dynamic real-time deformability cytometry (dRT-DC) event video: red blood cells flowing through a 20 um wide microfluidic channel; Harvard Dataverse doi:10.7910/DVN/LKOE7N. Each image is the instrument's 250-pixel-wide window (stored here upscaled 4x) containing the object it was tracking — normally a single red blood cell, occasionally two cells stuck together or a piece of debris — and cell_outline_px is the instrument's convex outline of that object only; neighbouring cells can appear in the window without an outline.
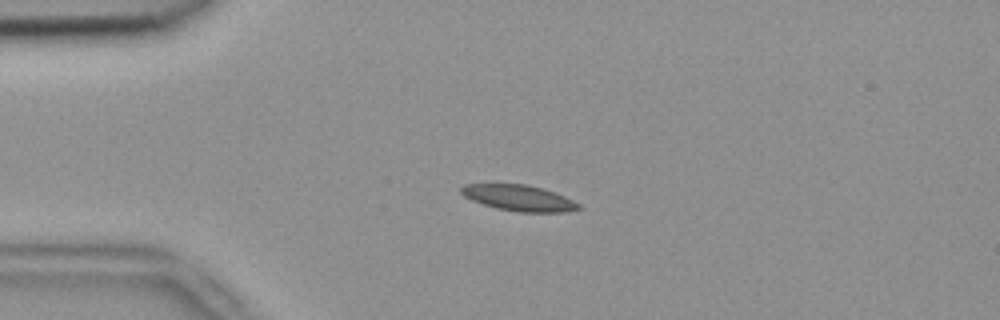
{"species": "common noctule bat (a hibernating species)", "species_latin": "Nyctalus noctula", "temperature_condition": "room temperature", "stored_images_in_passage": 5, "camera_frame_rate_fps": 3000, "um_per_image_px": 0.085, "animal": {"sex": "female", "body_mass_g": 18.4}, "frame": {"image": 1, "passage_image": 3, "time_ms": 0.667, "image_size_px": [1000, 320], "cell_outline_px": [[584, 208], [568, 212], [520, 212], [496, 208], [472, 200], [464, 196], [460, 192], [460, 188], [464, 184], [528, 184], [544, 188], [564, 196], [580, 204]], "centroid_in_image_um": [44.14, 16.82], "position_along_channel_um": 40.9, "area_um2": 17.86}}